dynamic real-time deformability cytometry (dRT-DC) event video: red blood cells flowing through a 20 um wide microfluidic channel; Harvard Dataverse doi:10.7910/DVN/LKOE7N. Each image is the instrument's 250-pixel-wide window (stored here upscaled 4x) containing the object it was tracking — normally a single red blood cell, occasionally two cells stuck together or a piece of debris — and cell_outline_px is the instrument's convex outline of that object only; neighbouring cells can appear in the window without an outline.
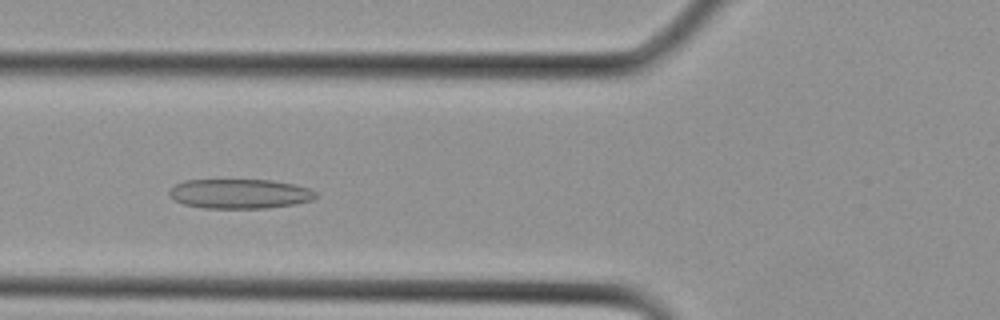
{"species": "Egyptian fruit bat (a non-hibernating species)", "species_latin": "Rousettus aegyptiacus", "temperature_condition": "cold", "stored_images_in_passage": 27, "camera_frame_rate_fps": 3000, "um_per_image_px": 0.085, "animal": {"sex": "female"}, "frame": {"image": 1, "passage_image": 9, "time_ms": 2.667, "image_size_px": [1000, 320], "cell_outline_px": [[316, 196], [312, 200], [296, 204], [264, 208], [204, 208], [184, 204], [172, 200], [168, 196], [168, 192], [176, 184], [188, 180], [268, 180], [292, 184], [308, 188], [316, 192]], "centroid_in_image_um": [20.34, 16.48], "position_along_channel_um": 105.5, "area_um2": 25.14}}
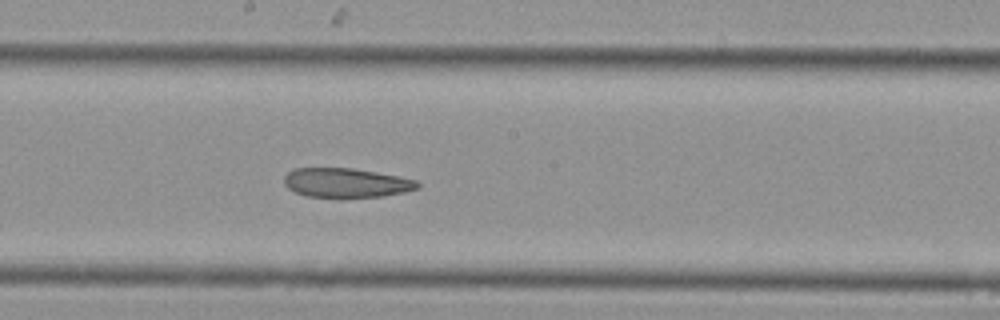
{"frame": {"image": 2, "passage_image": 14, "time_ms": 4.333, "image_size_px": [1000, 320], "cell_outline_px": [[420, 188], [404, 192], [384, 196], [308, 196], [296, 192], [288, 188], [284, 184], [284, 176], [288, 172], [296, 168], [352, 168], [376, 172], [416, 180], [420, 184]], "centroid_in_image_um": [29.43, 15.52], "position_along_channel_um": 218.8, "area_um2": 22.37}}
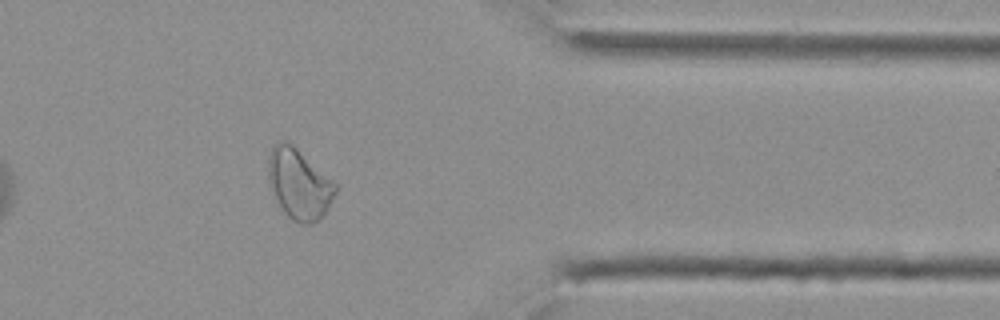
{"frame": {"image": 3, "passage_image": 22, "time_ms": 7.0, "image_size_px": [1000, 320], "cell_outline_px": [[336, 192], [332, 200], [324, 212], [312, 224], [300, 224], [292, 220], [284, 212], [268, 180], [268, 152], [272, 144], [280, 140], [284, 140], [292, 144], [332, 180], [336, 184]], "centroid_in_image_um": [25.38, 15.6], "position_along_channel_um": 386.0, "area_um2": 27.05}}